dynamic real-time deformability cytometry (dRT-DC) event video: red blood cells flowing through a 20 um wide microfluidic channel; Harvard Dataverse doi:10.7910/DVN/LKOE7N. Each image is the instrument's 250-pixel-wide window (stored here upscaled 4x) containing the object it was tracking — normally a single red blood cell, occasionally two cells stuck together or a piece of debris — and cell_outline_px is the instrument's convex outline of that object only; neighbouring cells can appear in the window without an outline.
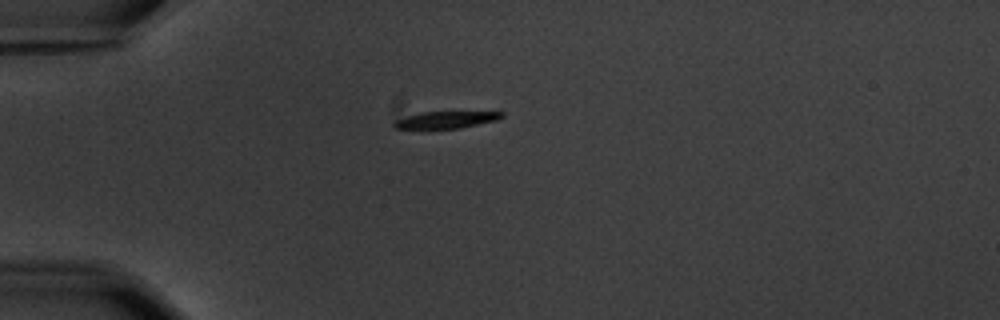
{"species": "common noctule bat (a hibernating species)", "species_latin": "Nyctalus noctula", "temperature_condition": "warm", "stored_images_in_passage": 8, "camera_frame_rate_fps": 3000, "um_per_image_px": 0.085, "animal": {"sex": "male", "body_mass_g": 20.1, "forearm_length_mm": 53.5}, "frame": {"image": 1, "passage_image": 1, "time_ms": 0.0, "image_size_px": [1000, 320], "cell_outline_px": [[504, 116], [496, 120], [460, 128], [396, 128], [392, 124], [396, 120], [420, 112], [504, 112]], "centroid_in_image_um": [37.93, 10.17], "position_along_channel_um": 47.1, "area_um2": 10.29}}
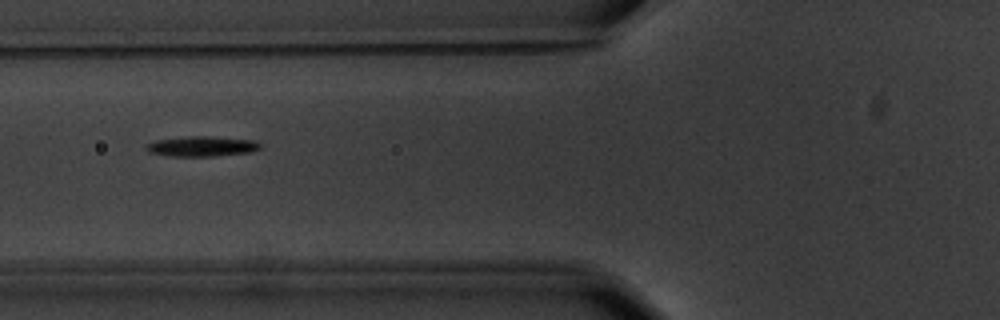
{"frame": {"image": 2, "passage_image": 3, "time_ms": 2.333, "image_size_px": [1000, 320], "cell_outline_px": [[260, 148], [252, 152], [212, 156], [168, 156], [148, 152], [144, 148], [144, 144], [156, 140], [188, 136], [212, 136], [256, 140], [260, 144]], "centroid_in_image_um": [17.12, 12.43], "position_along_channel_um": 108.7, "area_um2": 13.58}}
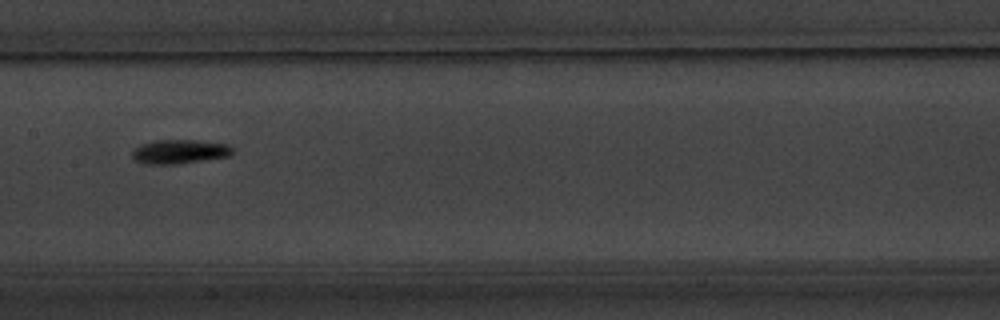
{"frame": {"image": 3, "passage_image": 5, "time_ms": 4.667, "image_size_px": [1000, 320], "cell_outline_px": [[236, 152], [228, 156], [176, 164], [144, 164], [136, 160], [132, 156], [132, 152], [140, 144], [156, 140], [196, 140], [228, 144]], "centroid_in_image_um": [15.27, 12.88], "position_along_channel_um": 192.1, "area_um2": 14.05}}